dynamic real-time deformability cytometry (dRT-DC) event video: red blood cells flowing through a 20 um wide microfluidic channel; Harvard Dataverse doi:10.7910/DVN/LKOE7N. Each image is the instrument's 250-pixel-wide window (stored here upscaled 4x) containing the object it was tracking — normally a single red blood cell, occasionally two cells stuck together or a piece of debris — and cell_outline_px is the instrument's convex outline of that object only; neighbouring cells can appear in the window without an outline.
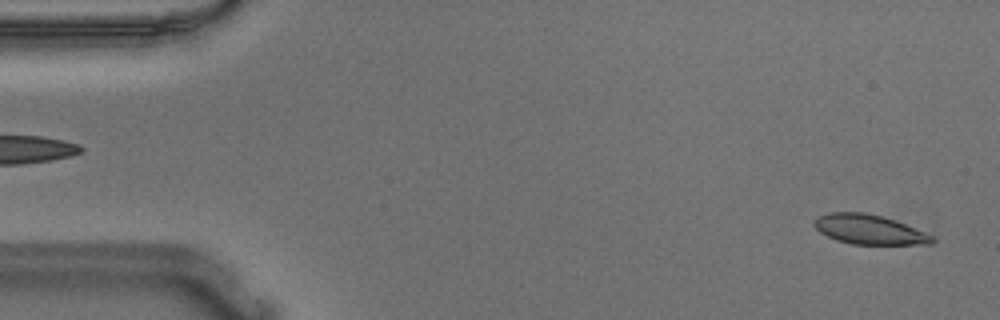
{"species": "Egyptian fruit bat (a non-hibernating species)", "species_latin": "Rousettus aegyptiacus", "temperature_condition": "warm", "stored_images_in_passage": 56, "camera_frame_rate_fps": 3000, "um_per_image_px": 0.085, "animal": {"sex": "male"}, "frame": {"image": 1, "passage_image": 2, "time_ms": 0.333, "image_size_px": [1000, 320], "cell_outline_px": [[936, 240], [932, 244], [852, 244], [836, 240], [820, 232], [812, 224], [816, 216], [828, 212], [864, 212], [880, 216], [904, 224], [924, 232], [932, 236]], "centroid_in_image_um": [73.82, 19.5], "position_along_channel_um": 11.2, "area_um2": 20.17}}
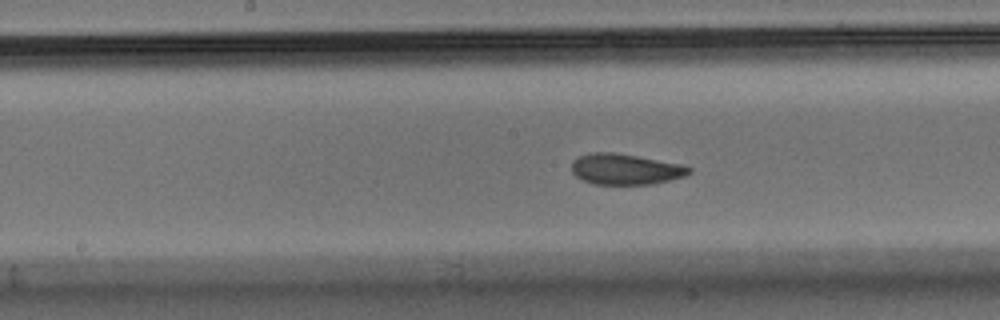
{"frame": {"image": 2, "passage_image": 27, "time_ms": 8.667, "image_size_px": [1000, 320], "cell_outline_px": [[692, 172], [684, 176], [652, 184], [592, 184], [576, 176], [572, 172], [572, 160], [580, 156], [592, 152], [616, 152], [680, 164], [692, 168]], "centroid_in_image_um": [53.14, 14.37], "position_along_channel_um": 195.1, "area_um2": 20.98}}
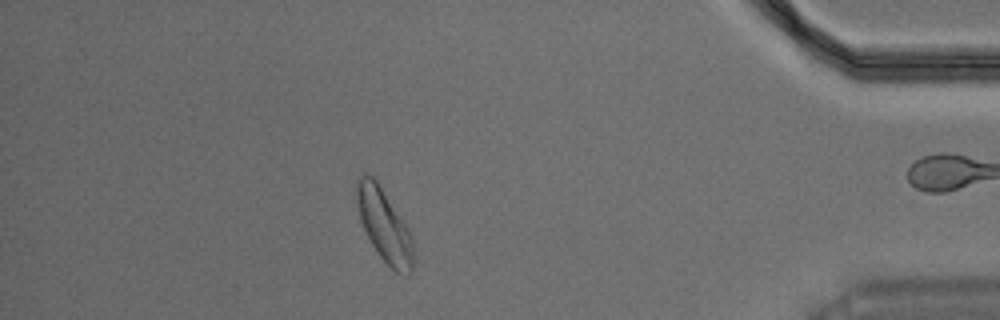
{"frame": {"image": 3, "passage_image": 48, "time_ms": 15.667, "image_size_px": [1000, 320], "cell_outline_px": [[412, 272], [408, 276], [404, 276], [396, 272], [380, 256], [372, 244], [360, 220], [356, 200], [356, 180], [364, 172], [372, 176], [376, 180], [408, 228], [412, 236]], "centroid_in_image_um": [32.65, 19.15], "position_along_channel_um": 402.6, "area_um2": 23.64}, "authors_computed_cell_mechanics": {"area_um2": 21.4438, "velocity_mm_per_s": 3.6114, "shape_relaxation_time_tau1_ms": 6.0976, "shape_relaxation_time_tau2_ms": 2.1808, "deformation_change_tau1": 0.1512, "deformation_change_tau2": 0.0737}}